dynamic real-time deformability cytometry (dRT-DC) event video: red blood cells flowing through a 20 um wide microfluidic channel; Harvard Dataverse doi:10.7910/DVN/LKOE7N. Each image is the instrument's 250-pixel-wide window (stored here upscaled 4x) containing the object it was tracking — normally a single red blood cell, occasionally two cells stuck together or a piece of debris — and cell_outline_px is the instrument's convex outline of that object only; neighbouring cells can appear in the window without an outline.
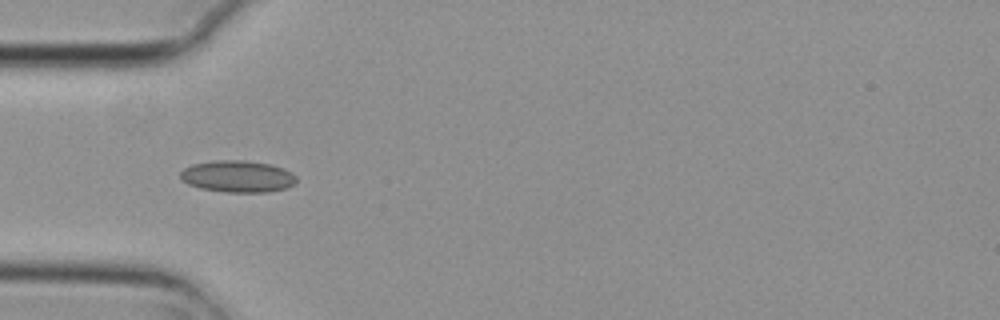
{"species": "common noctule bat (a hibernating species)", "species_latin": "Nyctalus noctula", "temperature_condition": "cold", "stored_images_in_passage": 3, "camera_frame_rate_fps": 3000, "um_per_image_px": 0.085, "animal": {"sex": "female", "body_mass_g": 29.2, "forearm_length_mm": 56.3}, "frame": {"image": 1, "passage_image": 2, "time_ms": 0.333, "image_size_px": [1000, 320], "cell_outline_px": [[296, 180], [292, 184], [284, 188], [264, 192], [224, 192], [200, 188], [188, 184], [180, 176], [180, 172], [184, 168], [192, 164], [212, 160], [244, 160], [268, 164], [284, 168], [296, 176]], "centroid_in_image_um": [20.16, 14.98], "position_along_channel_um": 64.8, "area_um2": 21.33}}
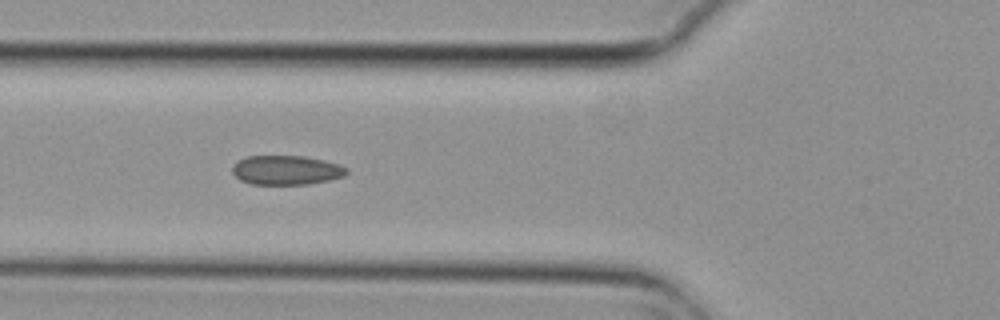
{"frame": {"image": 2, "passage_image": 3, "time_ms": 0.667, "image_size_px": [1000, 320], "cell_outline_px": [[348, 172], [344, 176], [328, 180], [308, 184], [252, 184], [240, 180], [232, 172], [232, 168], [240, 160], [248, 156], [304, 156], [324, 160], [340, 164], [348, 168]], "centroid_in_image_um": [24.38, 14.46], "position_along_channel_um": 101.4, "area_um2": 19.42}}